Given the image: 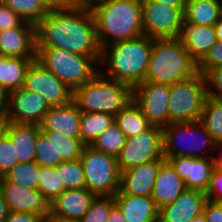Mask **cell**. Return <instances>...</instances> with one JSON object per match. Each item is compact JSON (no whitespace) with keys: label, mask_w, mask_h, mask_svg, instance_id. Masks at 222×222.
I'll return each mask as SVG.
<instances>
[{"label":"cell","mask_w":222,"mask_h":222,"mask_svg":"<svg viewBox=\"0 0 222 222\" xmlns=\"http://www.w3.org/2000/svg\"><path fill=\"white\" fill-rule=\"evenodd\" d=\"M36 47H54L93 57L101 47L91 9L52 7L36 24Z\"/></svg>","instance_id":"6da1fadb"},{"label":"cell","mask_w":222,"mask_h":222,"mask_svg":"<svg viewBox=\"0 0 222 222\" xmlns=\"http://www.w3.org/2000/svg\"><path fill=\"white\" fill-rule=\"evenodd\" d=\"M154 38L141 35L102 48L99 72L132 88L142 83L152 53Z\"/></svg>","instance_id":"7a4b0ae2"},{"label":"cell","mask_w":222,"mask_h":222,"mask_svg":"<svg viewBox=\"0 0 222 222\" xmlns=\"http://www.w3.org/2000/svg\"><path fill=\"white\" fill-rule=\"evenodd\" d=\"M91 11L101 49L144 34L141 0H96Z\"/></svg>","instance_id":"3957f363"},{"label":"cell","mask_w":222,"mask_h":222,"mask_svg":"<svg viewBox=\"0 0 222 222\" xmlns=\"http://www.w3.org/2000/svg\"><path fill=\"white\" fill-rule=\"evenodd\" d=\"M198 73V63L189 55L180 38L154 39L143 82L172 85Z\"/></svg>","instance_id":"277c9868"},{"label":"cell","mask_w":222,"mask_h":222,"mask_svg":"<svg viewBox=\"0 0 222 222\" xmlns=\"http://www.w3.org/2000/svg\"><path fill=\"white\" fill-rule=\"evenodd\" d=\"M133 100V88L109 79L100 72L73 91V101L81 112H97L115 116Z\"/></svg>","instance_id":"5b68a950"},{"label":"cell","mask_w":222,"mask_h":222,"mask_svg":"<svg viewBox=\"0 0 222 222\" xmlns=\"http://www.w3.org/2000/svg\"><path fill=\"white\" fill-rule=\"evenodd\" d=\"M36 49V60L72 91L99 73V63L93 57L54 47Z\"/></svg>","instance_id":"8992f818"},{"label":"cell","mask_w":222,"mask_h":222,"mask_svg":"<svg viewBox=\"0 0 222 222\" xmlns=\"http://www.w3.org/2000/svg\"><path fill=\"white\" fill-rule=\"evenodd\" d=\"M215 141L200 120L163 127V154L170 157H212Z\"/></svg>","instance_id":"52a82bcc"},{"label":"cell","mask_w":222,"mask_h":222,"mask_svg":"<svg viewBox=\"0 0 222 222\" xmlns=\"http://www.w3.org/2000/svg\"><path fill=\"white\" fill-rule=\"evenodd\" d=\"M80 161L90 192L96 196H114L120 190L121 172L114 156L85 145Z\"/></svg>","instance_id":"ba28073f"},{"label":"cell","mask_w":222,"mask_h":222,"mask_svg":"<svg viewBox=\"0 0 222 222\" xmlns=\"http://www.w3.org/2000/svg\"><path fill=\"white\" fill-rule=\"evenodd\" d=\"M207 97L204 75L170 85L168 124L200 120Z\"/></svg>","instance_id":"9c48e42d"},{"label":"cell","mask_w":222,"mask_h":222,"mask_svg":"<svg viewBox=\"0 0 222 222\" xmlns=\"http://www.w3.org/2000/svg\"><path fill=\"white\" fill-rule=\"evenodd\" d=\"M163 158V128L151 125L146 131L126 138L116 160L122 172Z\"/></svg>","instance_id":"30bf717a"},{"label":"cell","mask_w":222,"mask_h":222,"mask_svg":"<svg viewBox=\"0 0 222 222\" xmlns=\"http://www.w3.org/2000/svg\"><path fill=\"white\" fill-rule=\"evenodd\" d=\"M144 35L154 39L180 38L184 12L152 0H141Z\"/></svg>","instance_id":"8fae6325"},{"label":"cell","mask_w":222,"mask_h":222,"mask_svg":"<svg viewBox=\"0 0 222 222\" xmlns=\"http://www.w3.org/2000/svg\"><path fill=\"white\" fill-rule=\"evenodd\" d=\"M23 88L39 94L51 107L73 100V91L37 60L29 66Z\"/></svg>","instance_id":"7c38bea8"},{"label":"cell","mask_w":222,"mask_h":222,"mask_svg":"<svg viewBox=\"0 0 222 222\" xmlns=\"http://www.w3.org/2000/svg\"><path fill=\"white\" fill-rule=\"evenodd\" d=\"M170 85L142 82L133 87V100L153 126L168 125Z\"/></svg>","instance_id":"4fadbf2b"},{"label":"cell","mask_w":222,"mask_h":222,"mask_svg":"<svg viewBox=\"0 0 222 222\" xmlns=\"http://www.w3.org/2000/svg\"><path fill=\"white\" fill-rule=\"evenodd\" d=\"M51 108L39 94L19 88L8 92L6 123L37 124Z\"/></svg>","instance_id":"5bb4252c"},{"label":"cell","mask_w":222,"mask_h":222,"mask_svg":"<svg viewBox=\"0 0 222 222\" xmlns=\"http://www.w3.org/2000/svg\"><path fill=\"white\" fill-rule=\"evenodd\" d=\"M0 192L9 211L34 213L42 217L50 214L49 201L37 189H30L1 177Z\"/></svg>","instance_id":"9a60e30c"},{"label":"cell","mask_w":222,"mask_h":222,"mask_svg":"<svg viewBox=\"0 0 222 222\" xmlns=\"http://www.w3.org/2000/svg\"><path fill=\"white\" fill-rule=\"evenodd\" d=\"M165 159L179 178L185 182L187 189L206 191L214 168L212 157H170Z\"/></svg>","instance_id":"2e32d148"},{"label":"cell","mask_w":222,"mask_h":222,"mask_svg":"<svg viewBox=\"0 0 222 222\" xmlns=\"http://www.w3.org/2000/svg\"><path fill=\"white\" fill-rule=\"evenodd\" d=\"M36 25L23 21L18 27L0 31V55L36 57Z\"/></svg>","instance_id":"e0dca14e"},{"label":"cell","mask_w":222,"mask_h":222,"mask_svg":"<svg viewBox=\"0 0 222 222\" xmlns=\"http://www.w3.org/2000/svg\"><path fill=\"white\" fill-rule=\"evenodd\" d=\"M165 161L163 158L122 171L120 191L132 196H151L158 171Z\"/></svg>","instance_id":"ac0fdd59"},{"label":"cell","mask_w":222,"mask_h":222,"mask_svg":"<svg viewBox=\"0 0 222 222\" xmlns=\"http://www.w3.org/2000/svg\"><path fill=\"white\" fill-rule=\"evenodd\" d=\"M207 201L205 192L186 189L171 204L159 209L160 222H190L203 213Z\"/></svg>","instance_id":"d6986e66"},{"label":"cell","mask_w":222,"mask_h":222,"mask_svg":"<svg viewBox=\"0 0 222 222\" xmlns=\"http://www.w3.org/2000/svg\"><path fill=\"white\" fill-rule=\"evenodd\" d=\"M81 110L72 100L70 103L51 107L40 122L41 131H53L69 138H80Z\"/></svg>","instance_id":"ffe728a7"},{"label":"cell","mask_w":222,"mask_h":222,"mask_svg":"<svg viewBox=\"0 0 222 222\" xmlns=\"http://www.w3.org/2000/svg\"><path fill=\"white\" fill-rule=\"evenodd\" d=\"M96 195L86 187L67 189L50 203V214L79 222L86 214Z\"/></svg>","instance_id":"44dd1931"},{"label":"cell","mask_w":222,"mask_h":222,"mask_svg":"<svg viewBox=\"0 0 222 222\" xmlns=\"http://www.w3.org/2000/svg\"><path fill=\"white\" fill-rule=\"evenodd\" d=\"M0 129L15 143L16 159L20 163L35 161V147L41 132L39 125L5 123Z\"/></svg>","instance_id":"7402d4cb"},{"label":"cell","mask_w":222,"mask_h":222,"mask_svg":"<svg viewBox=\"0 0 222 222\" xmlns=\"http://www.w3.org/2000/svg\"><path fill=\"white\" fill-rule=\"evenodd\" d=\"M114 200L127 222H155L159 219V209L151 196L126 195L119 190Z\"/></svg>","instance_id":"603a6c76"},{"label":"cell","mask_w":222,"mask_h":222,"mask_svg":"<svg viewBox=\"0 0 222 222\" xmlns=\"http://www.w3.org/2000/svg\"><path fill=\"white\" fill-rule=\"evenodd\" d=\"M187 188L173 167L165 161L157 174L151 198L158 209L173 203Z\"/></svg>","instance_id":"cb8c5ba5"},{"label":"cell","mask_w":222,"mask_h":222,"mask_svg":"<svg viewBox=\"0 0 222 222\" xmlns=\"http://www.w3.org/2000/svg\"><path fill=\"white\" fill-rule=\"evenodd\" d=\"M180 39L189 55L199 63L218 41L213 26L184 24Z\"/></svg>","instance_id":"d4e9b609"},{"label":"cell","mask_w":222,"mask_h":222,"mask_svg":"<svg viewBox=\"0 0 222 222\" xmlns=\"http://www.w3.org/2000/svg\"><path fill=\"white\" fill-rule=\"evenodd\" d=\"M36 57L0 55V88L10 92L23 88L27 70Z\"/></svg>","instance_id":"484cf974"},{"label":"cell","mask_w":222,"mask_h":222,"mask_svg":"<svg viewBox=\"0 0 222 222\" xmlns=\"http://www.w3.org/2000/svg\"><path fill=\"white\" fill-rule=\"evenodd\" d=\"M221 0H188L184 24L214 26L220 19Z\"/></svg>","instance_id":"4316f807"},{"label":"cell","mask_w":222,"mask_h":222,"mask_svg":"<svg viewBox=\"0 0 222 222\" xmlns=\"http://www.w3.org/2000/svg\"><path fill=\"white\" fill-rule=\"evenodd\" d=\"M114 121L126 138L140 134L151 126L134 100L114 116Z\"/></svg>","instance_id":"83f0119b"},{"label":"cell","mask_w":222,"mask_h":222,"mask_svg":"<svg viewBox=\"0 0 222 222\" xmlns=\"http://www.w3.org/2000/svg\"><path fill=\"white\" fill-rule=\"evenodd\" d=\"M114 116L97 113L82 112L80 117V139L85 145H91L112 123Z\"/></svg>","instance_id":"f1b7e54d"},{"label":"cell","mask_w":222,"mask_h":222,"mask_svg":"<svg viewBox=\"0 0 222 222\" xmlns=\"http://www.w3.org/2000/svg\"><path fill=\"white\" fill-rule=\"evenodd\" d=\"M41 133L53 142L55 149V160L75 161L80 159L85 144L80 138H69L53 131H41Z\"/></svg>","instance_id":"f546056e"},{"label":"cell","mask_w":222,"mask_h":222,"mask_svg":"<svg viewBox=\"0 0 222 222\" xmlns=\"http://www.w3.org/2000/svg\"><path fill=\"white\" fill-rule=\"evenodd\" d=\"M5 4L24 21L34 25L53 7L51 0H7Z\"/></svg>","instance_id":"4dcf8cb0"},{"label":"cell","mask_w":222,"mask_h":222,"mask_svg":"<svg viewBox=\"0 0 222 222\" xmlns=\"http://www.w3.org/2000/svg\"><path fill=\"white\" fill-rule=\"evenodd\" d=\"M200 121L215 142L222 140V100L206 97Z\"/></svg>","instance_id":"1f68e13d"},{"label":"cell","mask_w":222,"mask_h":222,"mask_svg":"<svg viewBox=\"0 0 222 222\" xmlns=\"http://www.w3.org/2000/svg\"><path fill=\"white\" fill-rule=\"evenodd\" d=\"M37 190H39L49 203H51L57 196L66 190L61 181L60 172H57L55 167L39 165Z\"/></svg>","instance_id":"d6a6232c"},{"label":"cell","mask_w":222,"mask_h":222,"mask_svg":"<svg viewBox=\"0 0 222 222\" xmlns=\"http://www.w3.org/2000/svg\"><path fill=\"white\" fill-rule=\"evenodd\" d=\"M125 141L126 136L114 121L90 146L116 158Z\"/></svg>","instance_id":"836d02e7"},{"label":"cell","mask_w":222,"mask_h":222,"mask_svg":"<svg viewBox=\"0 0 222 222\" xmlns=\"http://www.w3.org/2000/svg\"><path fill=\"white\" fill-rule=\"evenodd\" d=\"M55 168L60 172V178L66 190L86 187L85 173L80 159L61 162Z\"/></svg>","instance_id":"e575fe53"},{"label":"cell","mask_w":222,"mask_h":222,"mask_svg":"<svg viewBox=\"0 0 222 222\" xmlns=\"http://www.w3.org/2000/svg\"><path fill=\"white\" fill-rule=\"evenodd\" d=\"M39 164L35 161L17 164L4 177L30 189H37Z\"/></svg>","instance_id":"d590c367"},{"label":"cell","mask_w":222,"mask_h":222,"mask_svg":"<svg viewBox=\"0 0 222 222\" xmlns=\"http://www.w3.org/2000/svg\"><path fill=\"white\" fill-rule=\"evenodd\" d=\"M114 196H96L79 222H107Z\"/></svg>","instance_id":"8d00e7d4"},{"label":"cell","mask_w":222,"mask_h":222,"mask_svg":"<svg viewBox=\"0 0 222 222\" xmlns=\"http://www.w3.org/2000/svg\"><path fill=\"white\" fill-rule=\"evenodd\" d=\"M19 163V159H16L15 143L0 129V178Z\"/></svg>","instance_id":"74e56055"},{"label":"cell","mask_w":222,"mask_h":222,"mask_svg":"<svg viewBox=\"0 0 222 222\" xmlns=\"http://www.w3.org/2000/svg\"><path fill=\"white\" fill-rule=\"evenodd\" d=\"M35 162L45 167H57L62 160H55V149L53 142L40 132L35 147Z\"/></svg>","instance_id":"f35d334b"},{"label":"cell","mask_w":222,"mask_h":222,"mask_svg":"<svg viewBox=\"0 0 222 222\" xmlns=\"http://www.w3.org/2000/svg\"><path fill=\"white\" fill-rule=\"evenodd\" d=\"M204 78L207 97L222 100V66L209 69Z\"/></svg>","instance_id":"ab89813d"},{"label":"cell","mask_w":222,"mask_h":222,"mask_svg":"<svg viewBox=\"0 0 222 222\" xmlns=\"http://www.w3.org/2000/svg\"><path fill=\"white\" fill-rule=\"evenodd\" d=\"M222 66V41H217L198 63V72L204 75L209 69Z\"/></svg>","instance_id":"60d3db41"},{"label":"cell","mask_w":222,"mask_h":222,"mask_svg":"<svg viewBox=\"0 0 222 222\" xmlns=\"http://www.w3.org/2000/svg\"><path fill=\"white\" fill-rule=\"evenodd\" d=\"M207 200L222 203V169L214 167L211 175L209 186L205 191Z\"/></svg>","instance_id":"b9f144b4"},{"label":"cell","mask_w":222,"mask_h":222,"mask_svg":"<svg viewBox=\"0 0 222 222\" xmlns=\"http://www.w3.org/2000/svg\"><path fill=\"white\" fill-rule=\"evenodd\" d=\"M23 21L5 3H0V31L18 27Z\"/></svg>","instance_id":"7bdbcfd3"},{"label":"cell","mask_w":222,"mask_h":222,"mask_svg":"<svg viewBox=\"0 0 222 222\" xmlns=\"http://www.w3.org/2000/svg\"><path fill=\"white\" fill-rule=\"evenodd\" d=\"M203 214L207 222H222V203H215L207 200Z\"/></svg>","instance_id":"ee69618b"},{"label":"cell","mask_w":222,"mask_h":222,"mask_svg":"<svg viewBox=\"0 0 222 222\" xmlns=\"http://www.w3.org/2000/svg\"><path fill=\"white\" fill-rule=\"evenodd\" d=\"M53 7L91 9L96 0H51Z\"/></svg>","instance_id":"f6af8a7d"},{"label":"cell","mask_w":222,"mask_h":222,"mask_svg":"<svg viewBox=\"0 0 222 222\" xmlns=\"http://www.w3.org/2000/svg\"><path fill=\"white\" fill-rule=\"evenodd\" d=\"M44 217L34 213L9 211L4 222H43Z\"/></svg>","instance_id":"bcb514c9"},{"label":"cell","mask_w":222,"mask_h":222,"mask_svg":"<svg viewBox=\"0 0 222 222\" xmlns=\"http://www.w3.org/2000/svg\"><path fill=\"white\" fill-rule=\"evenodd\" d=\"M8 92L0 88V125L7 122Z\"/></svg>","instance_id":"7dc6e473"},{"label":"cell","mask_w":222,"mask_h":222,"mask_svg":"<svg viewBox=\"0 0 222 222\" xmlns=\"http://www.w3.org/2000/svg\"><path fill=\"white\" fill-rule=\"evenodd\" d=\"M212 160L214 167L222 169V140L215 142Z\"/></svg>","instance_id":"c3c4849f"},{"label":"cell","mask_w":222,"mask_h":222,"mask_svg":"<svg viewBox=\"0 0 222 222\" xmlns=\"http://www.w3.org/2000/svg\"><path fill=\"white\" fill-rule=\"evenodd\" d=\"M107 222H127L116 204L111 207Z\"/></svg>","instance_id":"681fc988"},{"label":"cell","mask_w":222,"mask_h":222,"mask_svg":"<svg viewBox=\"0 0 222 222\" xmlns=\"http://www.w3.org/2000/svg\"><path fill=\"white\" fill-rule=\"evenodd\" d=\"M152 1L164 3L168 6L178 8V9L182 10L183 12L185 11L186 4L188 3V0H152Z\"/></svg>","instance_id":"f907efd6"},{"label":"cell","mask_w":222,"mask_h":222,"mask_svg":"<svg viewBox=\"0 0 222 222\" xmlns=\"http://www.w3.org/2000/svg\"><path fill=\"white\" fill-rule=\"evenodd\" d=\"M9 209L6 201L3 198L2 193L0 192V222H4L8 216Z\"/></svg>","instance_id":"816d5d0a"},{"label":"cell","mask_w":222,"mask_h":222,"mask_svg":"<svg viewBox=\"0 0 222 222\" xmlns=\"http://www.w3.org/2000/svg\"><path fill=\"white\" fill-rule=\"evenodd\" d=\"M43 222H75V221L59 218L54 215L48 214L47 216L44 217Z\"/></svg>","instance_id":"f5cc1de1"},{"label":"cell","mask_w":222,"mask_h":222,"mask_svg":"<svg viewBox=\"0 0 222 222\" xmlns=\"http://www.w3.org/2000/svg\"><path fill=\"white\" fill-rule=\"evenodd\" d=\"M214 30L218 41H222V18L214 24Z\"/></svg>","instance_id":"db71d44e"},{"label":"cell","mask_w":222,"mask_h":222,"mask_svg":"<svg viewBox=\"0 0 222 222\" xmlns=\"http://www.w3.org/2000/svg\"><path fill=\"white\" fill-rule=\"evenodd\" d=\"M190 222H207L204 214H200L197 217H194Z\"/></svg>","instance_id":"11a10c76"},{"label":"cell","mask_w":222,"mask_h":222,"mask_svg":"<svg viewBox=\"0 0 222 222\" xmlns=\"http://www.w3.org/2000/svg\"><path fill=\"white\" fill-rule=\"evenodd\" d=\"M220 18H222V0H221V7H220Z\"/></svg>","instance_id":"9f6ffc18"},{"label":"cell","mask_w":222,"mask_h":222,"mask_svg":"<svg viewBox=\"0 0 222 222\" xmlns=\"http://www.w3.org/2000/svg\"><path fill=\"white\" fill-rule=\"evenodd\" d=\"M5 1H7V0H0V3H5Z\"/></svg>","instance_id":"6f0895ef"}]
</instances>
